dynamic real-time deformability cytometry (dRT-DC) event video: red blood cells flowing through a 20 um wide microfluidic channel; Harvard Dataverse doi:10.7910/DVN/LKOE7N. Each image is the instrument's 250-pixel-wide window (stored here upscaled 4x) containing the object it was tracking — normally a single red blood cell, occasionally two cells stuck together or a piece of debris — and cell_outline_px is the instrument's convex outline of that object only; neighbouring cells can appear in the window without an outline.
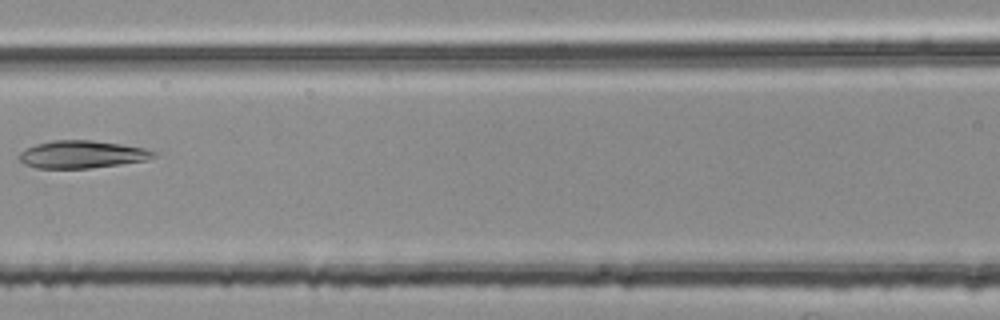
{"species": "common noctule bat (a hibernating species)", "species_latin": "Nyctalus noctula", "temperature_condition": "room temperature", "stored_images_in_passage": 5, "camera_frame_rate_fps": 3000, "um_per_image_px": 0.085, "animal": {"sex": "female", "body_mass_g": 25.1}, "frame": {"image": 1, "passage_image": 5, "time_ms": 1.333, "image_size_px": [1000, 320], "cell_outline_px": [[156, 156], [148, 160], [120, 164], [88, 168], [36, 168], [24, 164], [16, 156], [20, 152], [36, 144], [52, 140], [92, 140], [120, 144], [144, 148], [156, 152]], "centroid_in_image_um": [6.95, 13.12], "position_along_channel_um": 159.6, "area_um2": 21.56}}